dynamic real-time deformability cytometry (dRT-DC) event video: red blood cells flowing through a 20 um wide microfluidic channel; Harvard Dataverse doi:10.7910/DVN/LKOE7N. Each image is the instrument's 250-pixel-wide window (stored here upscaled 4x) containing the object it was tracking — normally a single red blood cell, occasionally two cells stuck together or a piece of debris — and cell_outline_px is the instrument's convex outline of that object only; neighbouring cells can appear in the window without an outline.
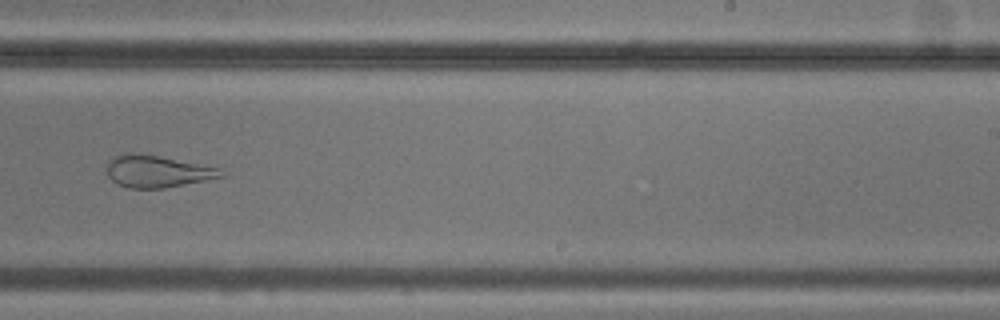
{"species": "common noctule bat (a hibernating species)", "species_latin": "Nyctalus noctula", "temperature_condition": "cold", "stored_images_in_passage": 8, "camera_frame_rate_fps": 3000, "um_per_image_px": 0.085, "animal": {"sex": "male", "body_mass_g": 20.5, "forearm_length_mm": 52.5}, "frame": {"image": 1, "passage_image": 7, "time_ms": 7.0, "image_size_px": [1000, 320], "cell_outline_px": [[224, 176], [164, 188], [128, 188], [116, 184], [108, 176], [108, 164], [116, 156], [128, 152], [132, 152], [160, 156], [220, 168]], "centroid_in_image_um": [13.35, 14.57], "position_along_channel_um": 275.7, "area_um2": 20.98}}